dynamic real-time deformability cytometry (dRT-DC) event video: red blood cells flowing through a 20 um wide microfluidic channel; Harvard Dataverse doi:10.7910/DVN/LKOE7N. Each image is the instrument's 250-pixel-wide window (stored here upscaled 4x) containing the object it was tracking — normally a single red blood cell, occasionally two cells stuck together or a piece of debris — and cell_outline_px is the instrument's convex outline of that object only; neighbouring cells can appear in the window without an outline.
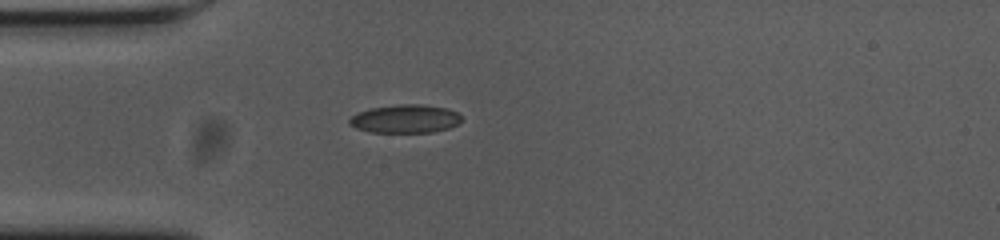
{"species": "common noctule bat (a hibernating species)", "species_latin": "Nyctalus noctula", "temperature_condition": "cold", "stored_images_in_passage": 41, "camera_frame_rate_fps": 3000, "um_per_image_px": 0.085, "animal": {"sex": "female", "body_mass_g": 23.0, "forearm_length_mm": 53.4}, "frame": {"image": 1, "passage_image": 1, "time_ms": 0.0, "image_size_px": [1000, 240], "cell_outline_px": [[460, 120], [456, 124], [448, 128], [432, 132], [372, 132], [356, 128], [348, 124], [348, 120], [356, 112], [372, 108], [400, 104], [420, 104], [448, 108], [456, 112], [460, 116]], "centroid_in_image_um": [34.41, 10.09], "position_along_channel_um": 50.6, "area_um2": 18.38}}
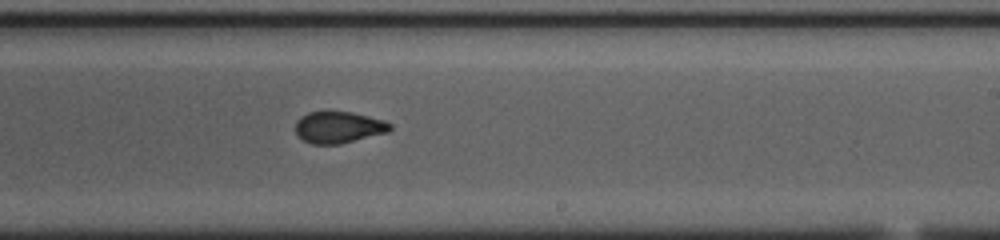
{"frame": {"image": 2, "passage_image": 19, "time_ms": 6.0, "image_size_px": [1000, 240], "cell_outline_px": [[392, 128], [388, 132], [340, 144], [312, 144], [304, 140], [296, 132], [296, 120], [300, 116], [308, 112], [352, 112], [384, 120], [392, 124]], "centroid_in_image_um": [28.79, 10.82], "position_along_channel_um": 260.2, "area_um2": 17.34}}
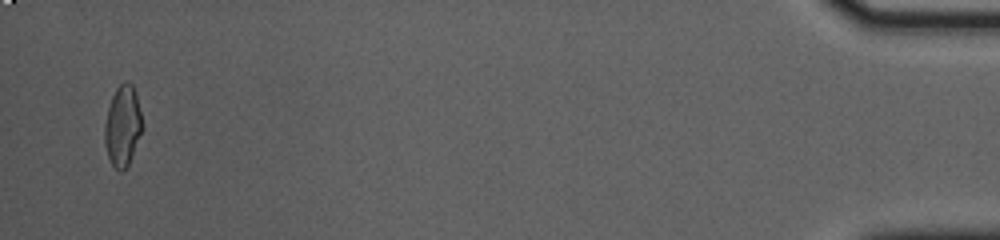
{"frame": {"image": 3, "passage_image": 40, "time_ms": 13.0, "image_size_px": [1000, 240], "cell_outline_px": [[144, 128], [128, 164], [120, 172], [112, 164], [108, 156], [104, 140], [104, 124], [108, 108], [112, 96], [116, 88], [124, 80], [128, 80], [132, 84], [136, 92]], "centroid_in_image_um": [10.44, 10.65], "position_along_channel_um": 424.8, "area_um2": 17.8}, "authors_computed_cell_mechanics": {"area_um2": 17.7446, "velocity_mm_per_s": 3.6505, "shape_relaxation_time_tau1_ms": null, "shape_relaxation_time_tau2_ms": 1.0617, "deformation_change_tau1": null, "deformation_change_tau2": 0.0571}}